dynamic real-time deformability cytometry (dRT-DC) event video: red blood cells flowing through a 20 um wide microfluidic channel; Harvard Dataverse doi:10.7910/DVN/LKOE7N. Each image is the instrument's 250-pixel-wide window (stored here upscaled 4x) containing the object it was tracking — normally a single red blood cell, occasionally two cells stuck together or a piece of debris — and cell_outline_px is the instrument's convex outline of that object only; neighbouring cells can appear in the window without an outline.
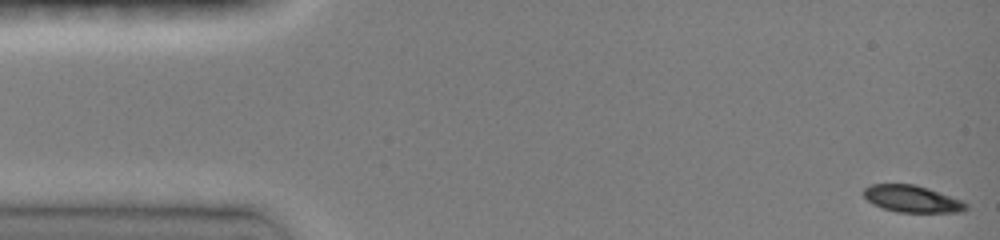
{"species": "common noctule bat (a hibernating species)", "species_latin": "Nyctalus noctula", "temperature_condition": "room temperature", "stored_images_in_passage": 5, "camera_frame_rate_fps": 3000, "um_per_image_px": 0.085, "animal": {"sex": "female", "body_mass_g": 19.0, "forearm_length_mm": 51.5}, "frame": {"image": 1, "passage_image": 1, "time_ms": 0.0, "image_size_px": [1000, 240], "cell_outline_px": [[968, 208], [964, 212], [896, 212], [872, 204], [864, 196], [864, 188], [872, 184], [916, 184], [928, 188], [960, 200], [968, 204]], "centroid_in_image_um": [77.53, 16.91], "position_along_channel_um": 7.5, "area_um2": 15.95}}
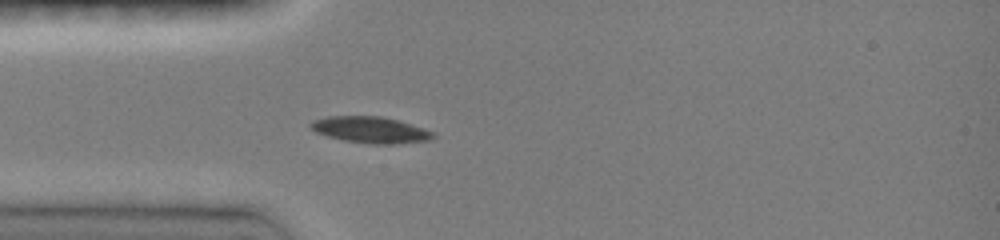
{"frame": {"image": 2, "passage_image": 5, "time_ms": 4.0, "image_size_px": [1000, 240], "cell_outline_px": [[436, 136], [428, 140], [396, 144], [372, 144], [344, 140], [328, 136], [316, 132], [308, 124], [312, 120], [328, 116], [380, 116], [396, 120], [424, 128], [432, 132]], "centroid_in_image_um": [31.47, 11.03], "position_along_channel_um": 53.5, "area_um2": 18.61}}